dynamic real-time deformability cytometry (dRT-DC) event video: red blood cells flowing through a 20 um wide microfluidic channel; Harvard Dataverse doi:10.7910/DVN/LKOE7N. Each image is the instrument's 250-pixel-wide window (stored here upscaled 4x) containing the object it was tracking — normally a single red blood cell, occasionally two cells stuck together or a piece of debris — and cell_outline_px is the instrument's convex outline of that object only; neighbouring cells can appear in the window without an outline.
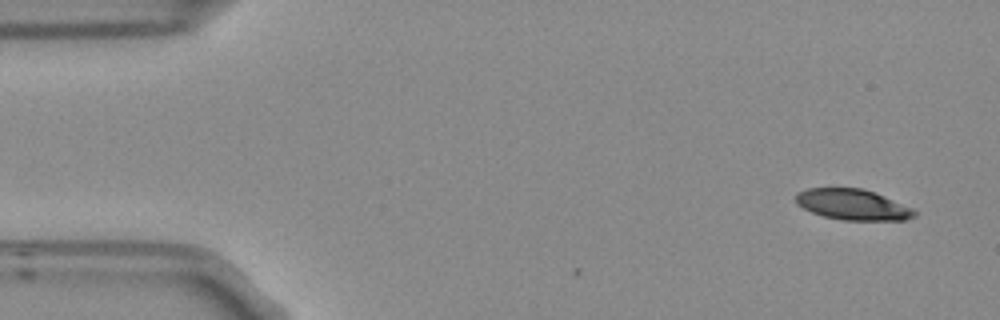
{"species": "Egyptian fruit bat (a non-hibernating species)", "species_latin": "Rousettus aegyptiacus", "temperature_condition": "room temperature", "stored_images_in_passage": 4, "camera_frame_rate_fps": 3000, "um_per_image_px": 0.085, "frame": {"image": 1, "passage_image": 1, "time_ms": 0.0, "image_size_px": [1000, 320], "cell_outline_px": [[916, 216], [904, 220], [844, 220], [824, 216], [812, 212], [796, 204], [796, 192], [808, 188], [864, 188], [876, 192], [912, 208], [916, 212]], "centroid_in_image_um": [72.48, 17.38], "position_along_channel_um": 12.5, "area_um2": 21.27}}
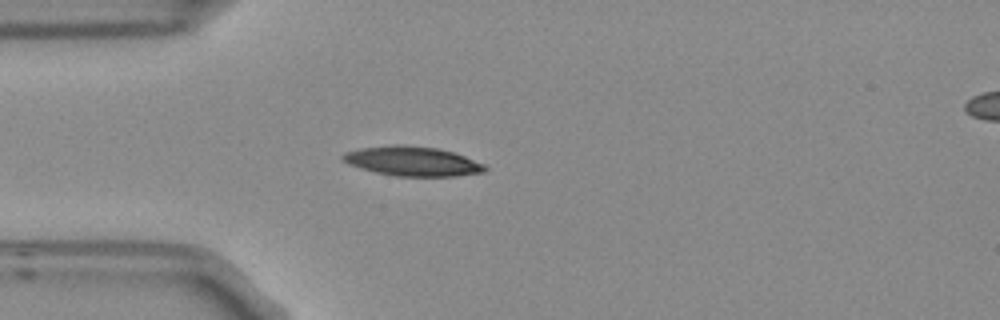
{"frame": {"image": 2, "passage_image": 4, "time_ms": 1.0, "image_size_px": [1000, 320], "cell_outline_px": [[488, 168], [484, 172], [456, 176], [396, 176], [376, 172], [348, 164], [340, 156], [344, 152], [360, 148], [392, 144], [404, 144], [436, 148], [452, 152], [464, 156], [484, 164]], "centroid_in_image_um": [35.04, 13.69], "position_along_channel_um": 50.0, "area_um2": 24.39}}